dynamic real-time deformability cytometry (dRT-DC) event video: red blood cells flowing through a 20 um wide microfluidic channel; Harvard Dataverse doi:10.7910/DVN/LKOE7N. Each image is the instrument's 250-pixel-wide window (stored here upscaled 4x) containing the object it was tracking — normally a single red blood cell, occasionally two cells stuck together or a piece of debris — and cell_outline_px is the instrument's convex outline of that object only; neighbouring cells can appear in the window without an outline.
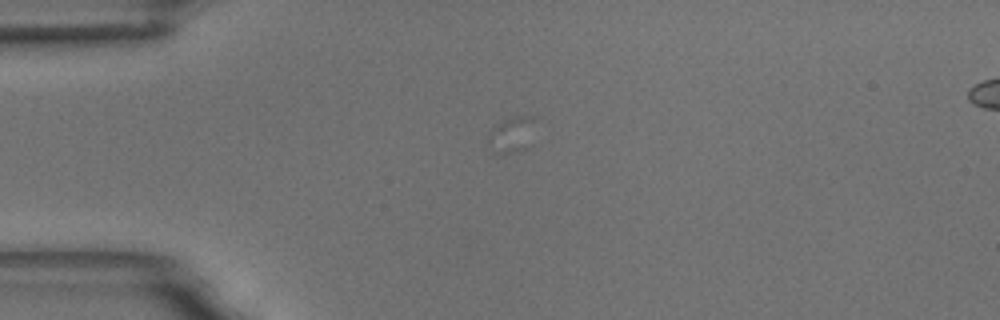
{"species": "common noctule bat (a hibernating species)", "species_latin": "Nyctalus noctula", "temperature_condition": "room temperature", "stored_images_in_passage": 8, "camera_frame_rate_fps": 3000, "um_per_image_px": 0.085, "animal": {"sex": "male", "body_mass_g": 18.8}, "frame": {"image": 1, "passage_image": 2, "time_ms": 0.333, "image_size_px": [1000, 320], "cell_outline_px": [[536, 116], [528, 148], [516, 152], [496, 156], [492, 152], [488, 144], [488, 136], [492, 128], [496, 124], [504, 120], [516, 116]], "centroid_in_image_um": [43.46, 11.49], "position_along_channel_um": 41.5, "area_um2": 10.12}}